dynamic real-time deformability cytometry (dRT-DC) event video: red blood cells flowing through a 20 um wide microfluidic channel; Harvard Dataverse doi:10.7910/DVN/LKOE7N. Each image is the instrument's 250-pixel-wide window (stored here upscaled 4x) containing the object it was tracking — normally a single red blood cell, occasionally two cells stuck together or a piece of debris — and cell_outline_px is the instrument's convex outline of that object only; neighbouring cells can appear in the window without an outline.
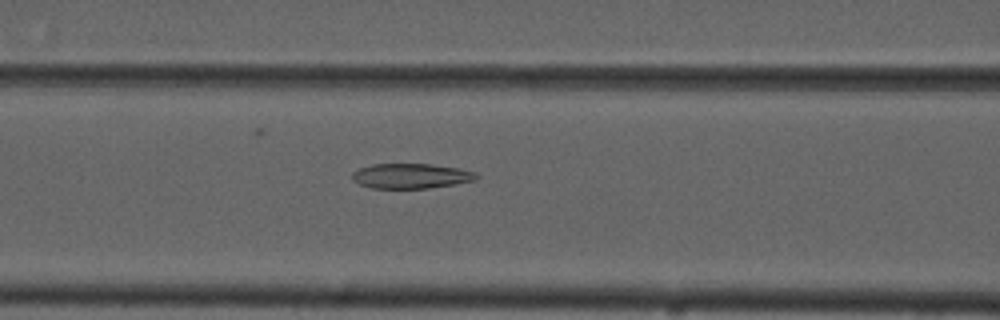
{"species": "common noctule bat (a hibernating species)", "species_latin": "Nyctalus noctula", "temperature_condition": "cold", "stored_images_in_passage": 29, "camera_frame_rate_fps": 3000, "um_per_image_px": 0.085, "animal": {"sex": "male", "forearm_length_mm": 52.5}, "frame": {"image": 1, "passage_image": 8, "time_ms": 2.333, "image_size_px": [1000, 320], "cell_outline_px": [[480, 176], [476, 180], [428, 188], [372, 188], [360, 184], [352, 180], [352, 172], [360, 168], [372, 164], [432, 164], [460, 168], [476, 172]], "centroid_in_image_um": [34.95, 14.95], "position_along_channel_um": 131.7, "area_um2": 18.09}}
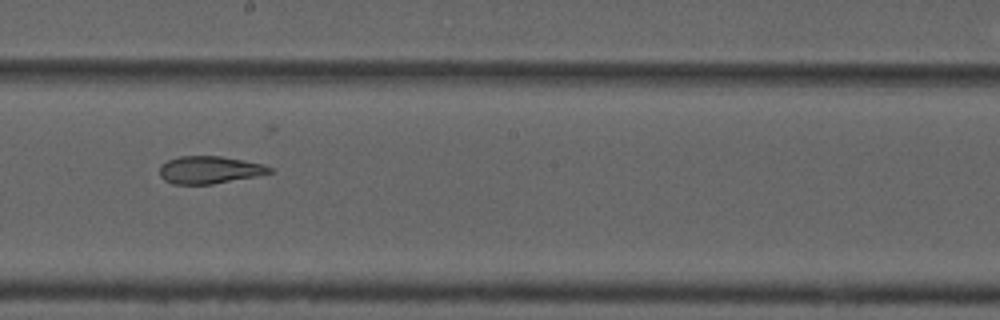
{"frame": {"image": 2, "passage_image": 16, "time_ms": 5.0, "image_size_px": [1000, 320], "cell_outline_px": [[276, 172], [256, 176], [212, 184], [172, 184], [164, 180], [160, 176], [160, 164], [168, 160], [180, 156], [220, 156], [264, 164], [272, 168]], "centroid_in_image_um": [17.81, 14.44], "position_along_channel_um": 230.4, "area_um2": 17.69}}
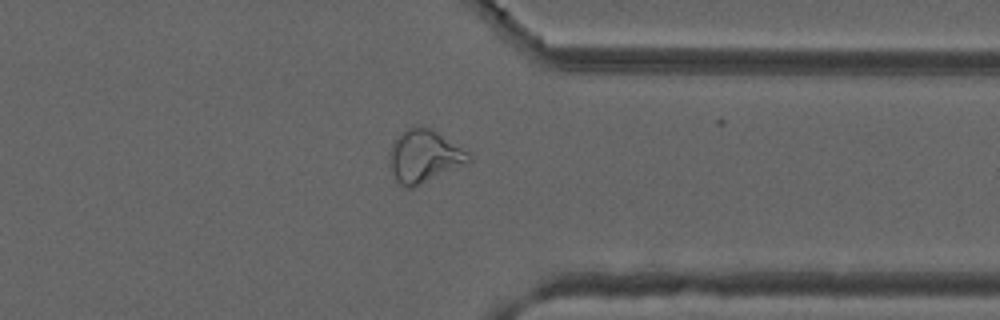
{"frame": {"image": 3, "passage_image": 28, "time_ms": 9.0, "image_size_px": [1000, 320], "cell_outline_px": [[472, 160], [468, 164], [412, 188], [404, 188], [396, 180], [392, 172], [388, 152], [392, 140], [396, 136], [408, 128], [420, 124], [432, 128], [468, 152], [472, 156]], "centroid_in_image_um": [36.05, 13.26], "position_along_channel_um": 375.4, "area_um2": 24.8}}